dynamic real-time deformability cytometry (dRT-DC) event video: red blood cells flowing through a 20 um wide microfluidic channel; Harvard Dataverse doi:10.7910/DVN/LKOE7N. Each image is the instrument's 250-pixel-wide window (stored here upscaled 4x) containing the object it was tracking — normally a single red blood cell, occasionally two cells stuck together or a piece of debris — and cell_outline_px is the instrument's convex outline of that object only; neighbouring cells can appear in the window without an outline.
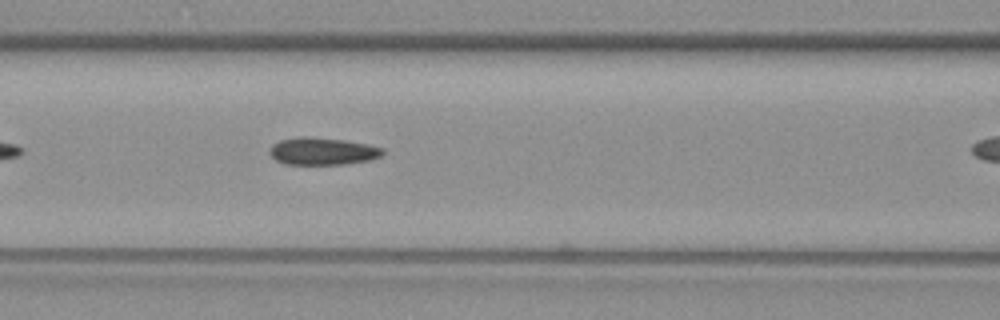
{"species": "common noctule bat (a hibernating species)", "species_latin": "Nyctalus noctula", "temperature_condition": "warm", "stored_images_in_passage": 11, "camera_frame_rate_fps": 3000, "um_per_image_px": 0.085, "animal": {"sex": "female", "body_mass_g": 19.3, "forearm_length_mm": 54.1}, "frame": {"image": 1, "passage_image": 10, "time_ms": 3.0, "image_size_px": [1000, 320], "cell_outline_px": [[384, 152], [380, 156], [368, 160], [344, 164], [284, 164], [276, 160], [268, 152], [272, 144], [280, 140], [300, 136], [308, 136], [344, 140], [368, 144], [384, 148]], "centroid_in_image_um": [27.39, 12.84], "position_along_channel_um": 139.2, "area_um2": 18.03}}